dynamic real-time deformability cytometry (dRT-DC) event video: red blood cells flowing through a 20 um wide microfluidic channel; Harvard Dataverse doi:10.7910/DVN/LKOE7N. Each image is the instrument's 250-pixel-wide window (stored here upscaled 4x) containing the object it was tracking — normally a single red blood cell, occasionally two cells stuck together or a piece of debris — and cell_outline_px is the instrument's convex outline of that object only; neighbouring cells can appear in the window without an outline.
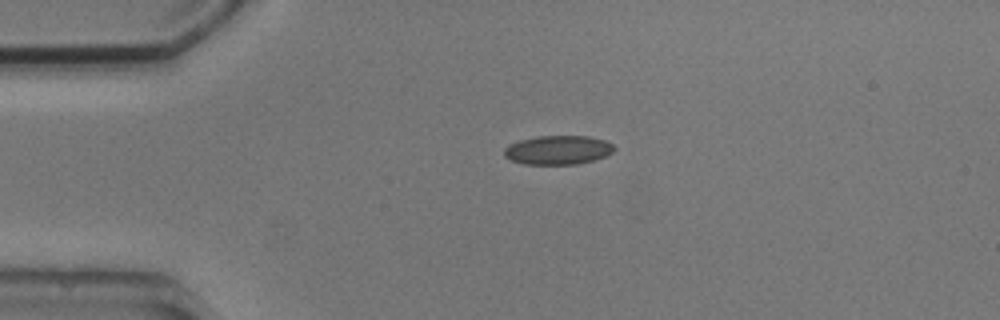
{"species": "common noctule bat (a hibernating species)", "species_latin": "Nyctalus noctula", "temperature_condition": "cold", "stored_images_in_passage": 4, "camera_frame_rate_fps": 3000, "um_per_image_px": 0.085, "animal": {"sex": "male", "body_mass_g": 20.5, "forearm_length_mm": 52.5}, "frame": {"image": 1, "passage_image": 4, "time_ms": 4.333, "image_size_px": [1000, 320], "cell_outline_px": [[616, 148], [612, 152], [604, 156], [592, 160], [576, 164], [524, 164], [512, 160], [504, 156], [504, 148], [508, 144], [520, 140], [536, 136], [588, 136], [604, 140], [612, 144]], "centroid_in_image_um": [47.4, 12.74], "position_along_channel_um": 37.6, "area_um2": 18.5}}